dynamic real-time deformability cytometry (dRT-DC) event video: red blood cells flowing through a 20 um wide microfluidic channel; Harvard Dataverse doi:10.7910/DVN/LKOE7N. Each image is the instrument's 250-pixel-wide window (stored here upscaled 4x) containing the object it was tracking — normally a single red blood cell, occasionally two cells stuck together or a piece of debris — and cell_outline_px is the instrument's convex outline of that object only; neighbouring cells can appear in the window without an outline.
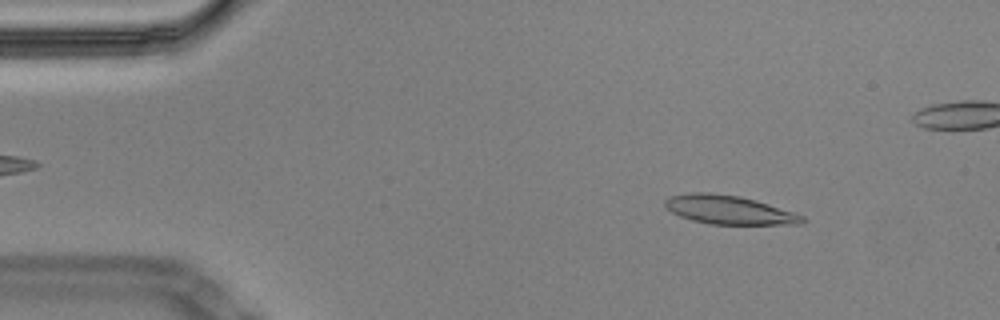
{"species": "Egyptian fruit bat (a non-hibernating species)", "species_latin": "Rousettus aegyptiacus", "temperature_condition": "cold", "stored_images_in_passage": 58, "camera_frame_rate_fps": 3000, "um_per_image_px": 0.085, "animal": {"sex": "male"}, "frame": {"image": 1, "passage_image": 7, "time_ms": 2.0, "image_size_px": [1000, 320], "cell_outline_px": [[804, 220], [796, 224], [708, 224], [692, 220], [680, 216], [672, 212], [664, 204], [664, 200], [668, 196], [692, 192], [708, 192], [740, 196], [792, 212], [804, 216]], "centroid_in_image_um": [61.87, 17.83], "position_along_channel_um": 23.1, "area_um2": 22.6}}
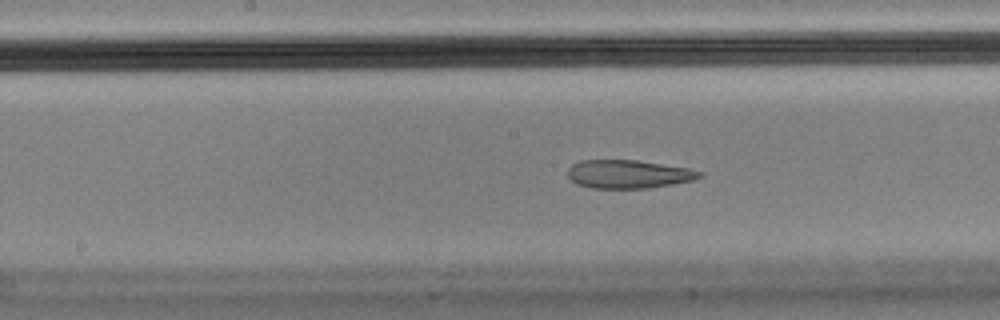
{"frame": {"image": 2, "passage_image": 28, "time_ms": 9.0, "image_size_px": [1000, 320], "cell_outline_px": [[704, 176], [696, 180], [648, 188], [592, 188], [576, 184], [568, 176], [568, 168], [572, 164], [580, 160], [636, 160], [688, 168], [704, 172]], "centroid_in_image_um": [53.44, 14.8], "position_along_channel_um": 194.8, "area_um2": 21.91}}
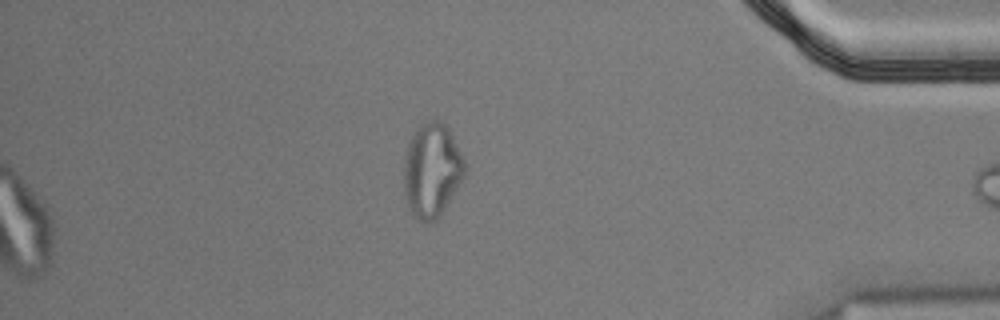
{"frame": {"image": 3, "passage_image": 58, "time_ms": 19.0, "image_size_px": [1000, 320], "cell_outline_px": [[468, 168], [464, 176], [444, 208], [436, 220], [420, 220], [408, 208], [404, 196], [404, 160], [408, 144], [416, 128], [420, 124], [428, 120], [440, 120], [448, 128]], "centroid_in_image_um": [36.7, 14.43], "position_along_channel_um": 398.5, "area_um2": 33.0}, "authors_computed_cell_mechanics": {"area_um2": 23.6691, "velocity_mm_per_s": 3.448, "shape_relaxation_time_tau1_ms": null, "shape_relaxation_time_tau2_ms": 2.7281, "deformation_change_tau1": null, "deformation_change_tau2": 0.0871}}